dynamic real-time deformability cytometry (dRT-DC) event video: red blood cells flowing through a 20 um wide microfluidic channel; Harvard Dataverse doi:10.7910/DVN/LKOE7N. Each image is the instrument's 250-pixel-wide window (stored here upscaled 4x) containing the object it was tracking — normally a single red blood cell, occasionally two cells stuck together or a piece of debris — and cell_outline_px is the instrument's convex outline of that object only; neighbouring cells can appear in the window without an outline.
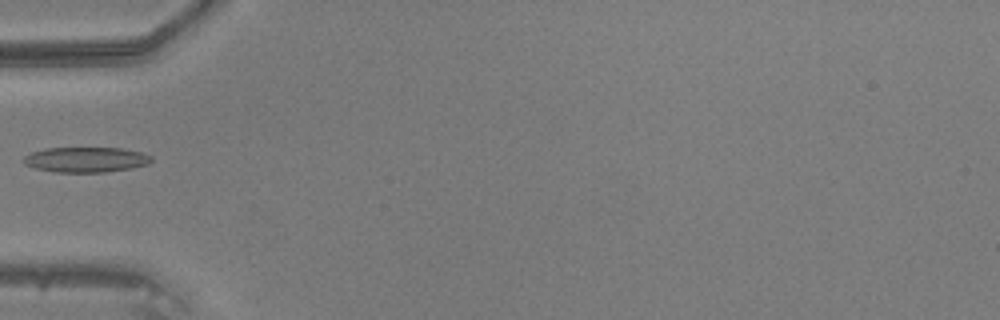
{"species": "common noctule bat (a hibernating species)", "species_latin": "Nyctalus noctula", "temperature_condition": "warm", "stored_images_in_passage": 10, "camera_frame_rate_fps": 3000, "um_per_image_px": 0.085, "animal": {"sex": "male", "body_mass_g": 20.5, "forearm_length_mm": 52.5}, "frame": {"image": 1, "passage_image": 1, "time_ms": 0.0, "image_size_px": [1000, 320], "cell_outline_px": [[152, 160], [148, 164], [132, 168], [104, 172], [56, 172], [36, 168], [24, 164], [24, 156], [32, 152], [48, 148], [120, 148], [140, 152], [152, 156]], "centroid_in_image_um": [7.32, 13.57], "position_along_channel_um": 77.7, "area_um2": 18.61}}
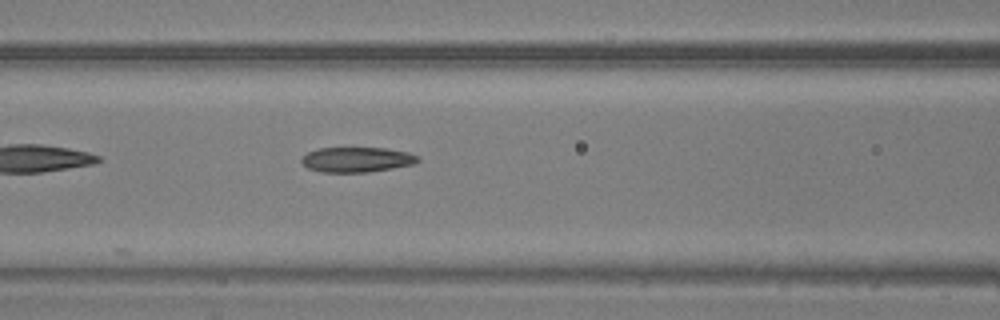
{"frame": {"image": 2, "passage_image": 5, "time_ms": 1.333, "image_size_px": [1000, 320], "cell_outline_px": [[420, 160], [416, 164], [368, 172], [320, 172], [308, 168], [300, 160], [308, 152], [316, 148], [384, 148], [408, 152], [420, 156]], "centroid_in_image_um": [30.36, 13.56], "position_along_channel_um": 136.2, "area_um2": 17.05}}
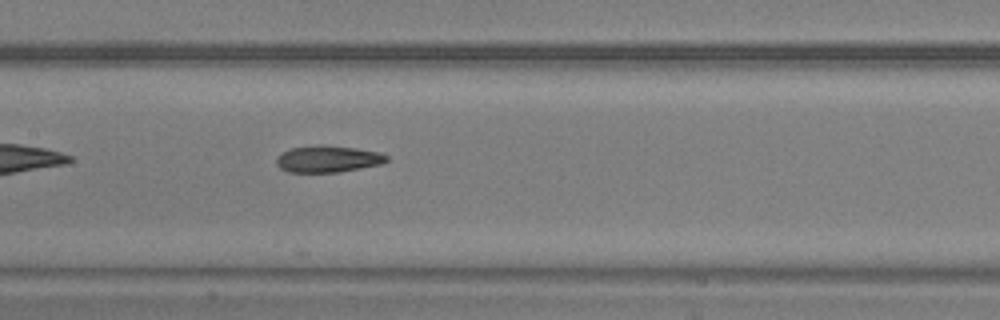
{"frame": {"image": 3, "passage_image": 8, "time_ms": 2.333, "image_size_px": [1000, 320], "cell_outline_px": [[388, 160], [380, 164], [360, 168], [336, 172], [288, 172], [280, 168], [276, 164], [276, 160], [284, 152], [292, 148], [316, 144], [324, 144], [356, 148], [380, 152], [388, 156]], "centroid_in_image_um": [27.88, 13.5], "position_along_channel_um": 179.5, "area_um2": 17.11}}